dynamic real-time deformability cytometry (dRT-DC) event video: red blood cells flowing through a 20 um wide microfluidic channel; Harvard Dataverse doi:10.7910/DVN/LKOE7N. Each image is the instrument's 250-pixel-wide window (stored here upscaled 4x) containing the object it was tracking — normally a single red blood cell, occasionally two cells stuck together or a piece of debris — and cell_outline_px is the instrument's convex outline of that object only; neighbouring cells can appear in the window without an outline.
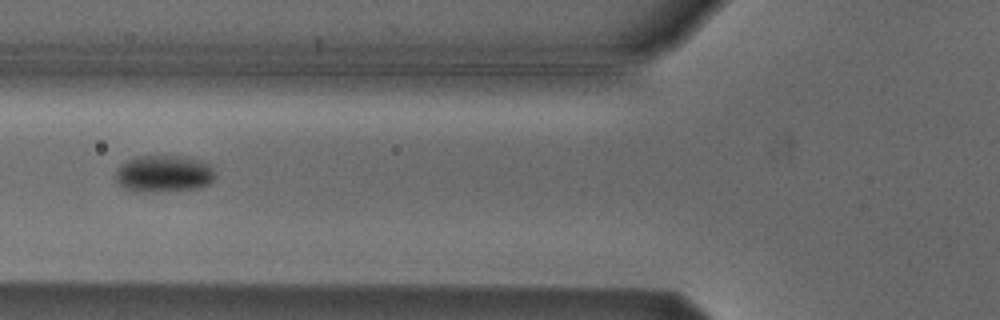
{"species": "Egyptian fruit bat (a non-hibernating species)", "species_latin": "Rousettus aegyptiacus", "temperature_condition": "cold", "stored_images_in_passage": 2, "camera_frame_rate_fps": 3000, "um_per_image_px": 0.085, "animal": {"sex": "male"}, "frame": {"image": 1, "passage_image": 2, "time_ms": 2.0, "image_size_px": [1000, 320], "cell_outline_px": [[216, 176], [212, 184], [200, 188], [156, 192], [136, 192], [124, 188], [116, 184], [116, 172], [128, 160], [136, 156], [180, 156], [196, 160], [208, 164], [212, 168]], "centroid_in_image_um": [13.94, 14.8], "position_along_channel_um": 111.9, "area_um2": 21.5}}